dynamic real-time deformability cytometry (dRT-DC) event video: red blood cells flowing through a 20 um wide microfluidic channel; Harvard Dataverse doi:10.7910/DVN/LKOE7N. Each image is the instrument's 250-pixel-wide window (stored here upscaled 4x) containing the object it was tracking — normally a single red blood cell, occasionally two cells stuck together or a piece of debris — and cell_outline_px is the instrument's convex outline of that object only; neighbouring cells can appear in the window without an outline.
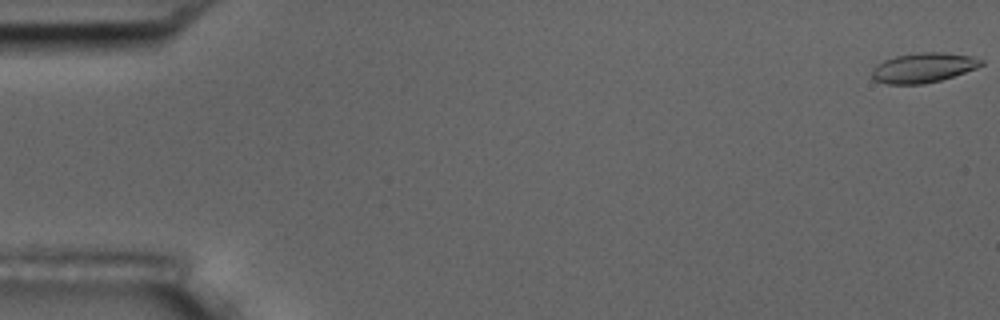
{"species": "common noctule bat (a hibernating species)", "species_latin": "Nyctalus noctula", "temperature_condition": "room temperature", "stored_images_in_passage": 6, "camera_frame_rate_fps": 3000, "um_per_image_px": 0.085, "animal": {"sex": "male", "body_mass_g": 17.5, "forearm_length_mm": 52.3}, "frame": {"image": 1, "passage_image": 1, "time_ms": 0.0, "image_size_px": [1000, 320], "cell_outline_px": [[984, 64], [976, 68], [940, 80], [924, 84], [888, 84], [876, 80], [872, 76], [872, 68], [876, 64], [884, 60], [896, 56], [916, 52], [944, 52], [972, 56], [984, 60]], "centroid_in_image_um": [78.48, 5.74], "position_along_channel_um": 6.5, "area_um2": 18.96}}